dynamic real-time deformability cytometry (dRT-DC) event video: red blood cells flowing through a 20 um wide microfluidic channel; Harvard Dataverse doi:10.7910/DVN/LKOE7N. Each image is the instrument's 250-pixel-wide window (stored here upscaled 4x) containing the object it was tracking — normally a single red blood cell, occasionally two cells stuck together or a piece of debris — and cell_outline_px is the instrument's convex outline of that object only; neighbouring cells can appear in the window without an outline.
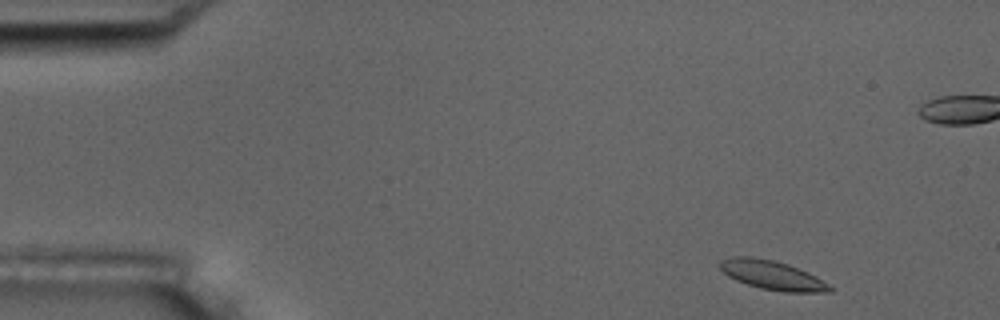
{"species": "common noctule bat (a hibernating species)", "species_latin": "Nyctalus noctula", "temperature_condition": "room temperature", "stored_images_in_passage": 4, "camera_frame_rate_fps": 3000, "um_per_image_px": 0.085, "animal": {"sex": "male", "body_mass_g": 17.5, "forearm_length_mm": 52.3}, "frame": {"image": 1, "passage_image": 1, "time_ms": 0.0, "image_size_px": [1000, 320], "cell_outline_px": [[836, 288], [832, 292], [784, 292], [760, 288], [736, 280], [728, 276], [716, 264], [720, 260], [732, 256], [752, 256], [772, 260], [788, 264], [808, 272], [816, 276]], "centroid_in_image_um": [65.65, 23.38], "position_along_channel_um": 19.4, "area_um2": 18.84}}